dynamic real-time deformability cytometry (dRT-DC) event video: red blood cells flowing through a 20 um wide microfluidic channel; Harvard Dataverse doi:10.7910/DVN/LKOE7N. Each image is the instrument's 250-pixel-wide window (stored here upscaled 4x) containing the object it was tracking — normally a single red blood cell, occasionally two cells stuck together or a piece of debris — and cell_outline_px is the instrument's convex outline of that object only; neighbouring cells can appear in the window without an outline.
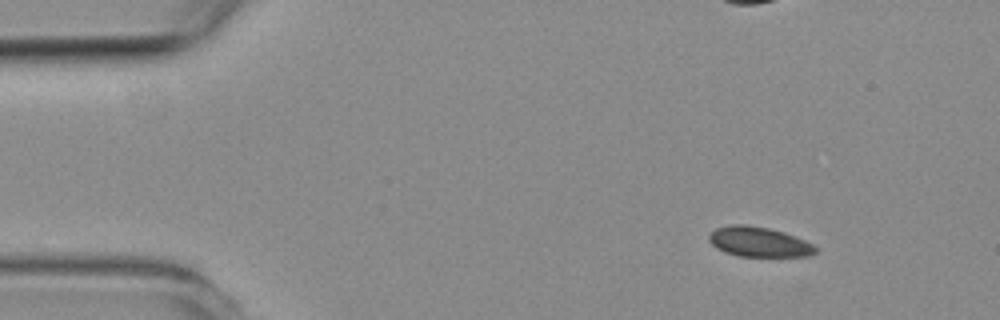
{"species": "common noctule bat (a hibernating species)", "species_latin": "Nyctalus noctula", "temperature_condition": "room temperature", "stored_images_in_passage": 5, "camera_frame_rate_fps": 3000, "um_per_image_px": 0.085, "animal": {"sex": "female", "body_mass_g": 19.3, "forearm_length_mm": 54.1}, "frame": {"image": 1, "passage_image": 1, "time_ms": 0.0, "image_size_px": [1000, 320], "cell_outline_px": [[816, 252], [808, 256], [740, 256], [724, 252], [716, 248], [708, 240], [708, 236], [716, 228], [728, 224], [744, 224], [768, 228], [784, 232], [804, 240], [812, 244], [816, 248]], "centroid_in_image_um": [64.47, 20.55], "position_along_channel_um": 20.5, "area_um2": 18.5}}
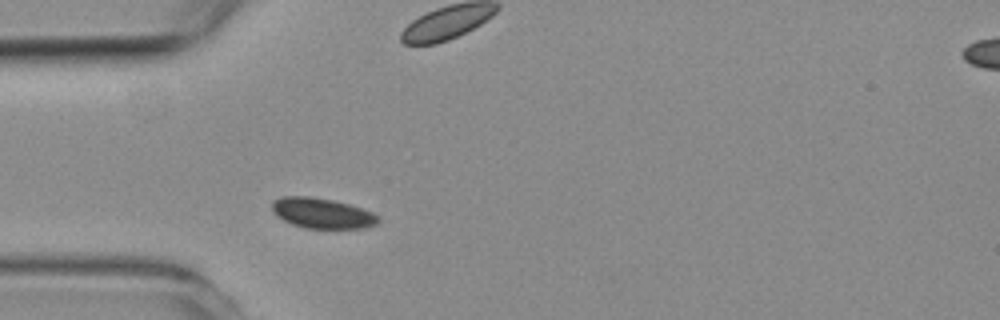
{"frame": {"image": 2, "passage_image": 4, "time_ms": 3.333, "image_size_px": [1000, 320], "cell_outline_px": [[380, 220], [376, 224], [364, 228], [304, 228], [292, 224], [276, 216], [272, 212], [272, 200], [280, 196], [312, 196], [332, 200], [348, 204], [372, 212], [380, 216]], "centroid_in_image_um": [27.35, 18.11], "position_along_channel_um": 57.7, "area_um2": 18.9}}